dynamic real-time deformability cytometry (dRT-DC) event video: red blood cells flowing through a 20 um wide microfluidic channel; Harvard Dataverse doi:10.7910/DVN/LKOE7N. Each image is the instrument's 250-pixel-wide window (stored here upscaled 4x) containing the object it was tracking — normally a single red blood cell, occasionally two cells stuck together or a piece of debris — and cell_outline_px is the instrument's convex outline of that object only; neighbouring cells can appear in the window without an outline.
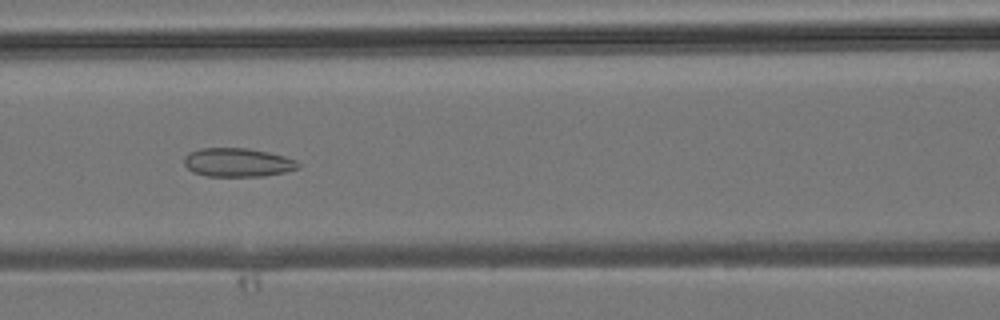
{"species": "common noctule bat (a hibernating species)", "species_latin": "Nyctalus noctula", "temperature_condition": "room temperature", "stored_images_in_passage": 42, "camera_frame_rate_fps": 3000, "um_per_image_px": 0.085, "animal": {"sex": "male", "body_mass_g": 19.2, "forearm_length_mm": 51.8}, "frame": {"image": 1, "passage_image": 18, "time_ms": 5.667, "image_size_px": [1000, 320], "cell_outline_px": [[300, 168], [284, 172], [264, 176], [208, 176], [192, 172], [184, 164], [184, 156], [188, 152], [200, 148], [248, 148], [268, 152], [284, 156], [296, 160], [300, 164]], "centroid_in_image_um": [20.19, 13.8], "position_along_channel_um": 146.4, "area_um2": 19.19}}
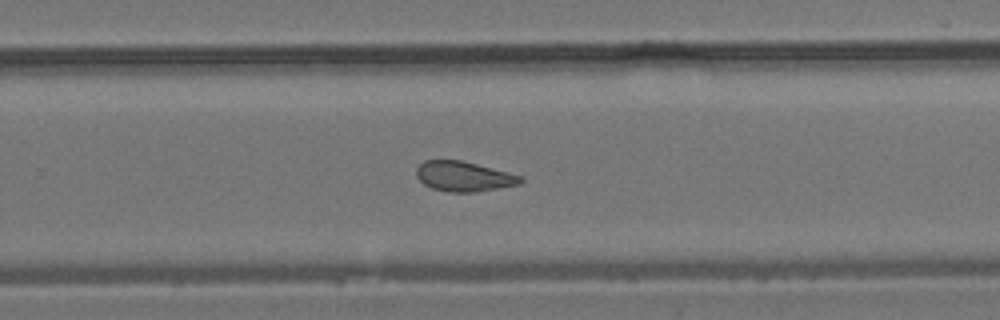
{"frame": {"image": 2, "passage_image": 27, "time_ms": 8.667, "image_size_px": [1000, 320], "cell_outline_px": [[524, 180], [520, 184], [472, 192], [448, 192], [432, 188], [424, 184], [416, 176], [416, 168], [424, 160], [460, 160], [524, 176]], "centroid_in_image_um": [39.41, 14.99], "position_along_channel_um": 290.4, "area_um2": 18.09}}
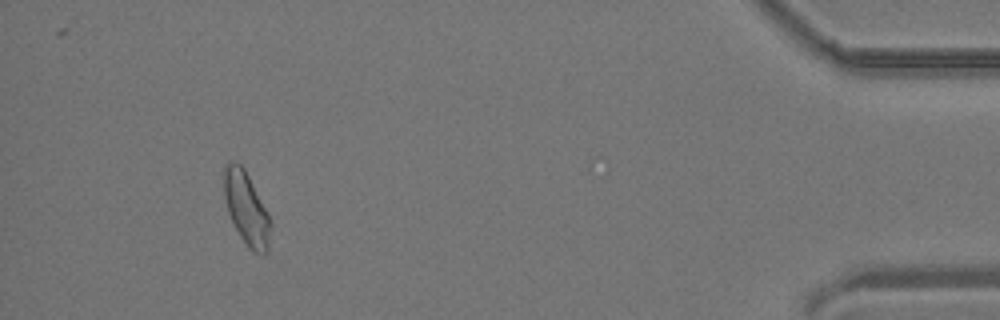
{"frame": {"image": 3, "passage_image": 39, "time_ms": 12.667, "image_size_px": [1000, 320], "cell_outline_px": [[272, 228], [268, 252], [264, 256], [252, 252], [248, 248], [240, 236], [228, 212], [224, 196], [224, 168], [228, 164], [240, 164], [244, 168], [268, 212], [272, 224]], "centroid_in_image_um": [21.0, 17.82], "position_along_channel_um": 414.2, "area_um2": 19.77}}